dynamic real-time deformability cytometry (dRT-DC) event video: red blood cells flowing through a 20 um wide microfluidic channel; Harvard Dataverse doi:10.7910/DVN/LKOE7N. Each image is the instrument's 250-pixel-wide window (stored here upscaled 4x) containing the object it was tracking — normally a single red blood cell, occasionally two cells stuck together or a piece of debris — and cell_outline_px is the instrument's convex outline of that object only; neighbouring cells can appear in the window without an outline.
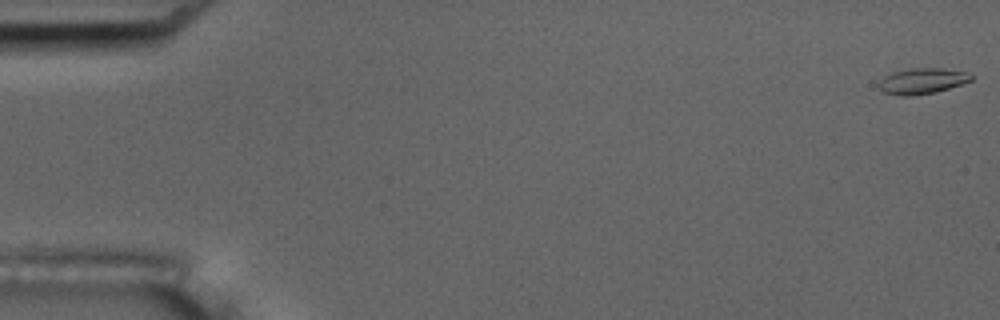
{"species": "common noctule bat (a hibernating species)", "species_latin": "Nyctalus noctula", "temperature_condition": "room temperature", "stored_images_in_passage": 6, "camera_frame_rate_fps": 3000, "um_per_image_px": 0.085, "animal": {"sex": "male", "body_mass_g": 17.5, "forearm_length_mm": 52.3}, "frame": {"image": 1, "passage_image": 1, "time_ms": 0.0, "image_size_px": [1000, 320], "cell_outline_px": [[972, 80], [936, 92], [908, 96], [900, 96], [880, 92], [880, 80], [884, 76], [892, 72], [908, 68], [940, 68], [964, 72], [972, 76]], "centroid_in_image_um": [78.32, 6.89], "position_along_channel_um": 6.7, "area_um2": 13.76}}
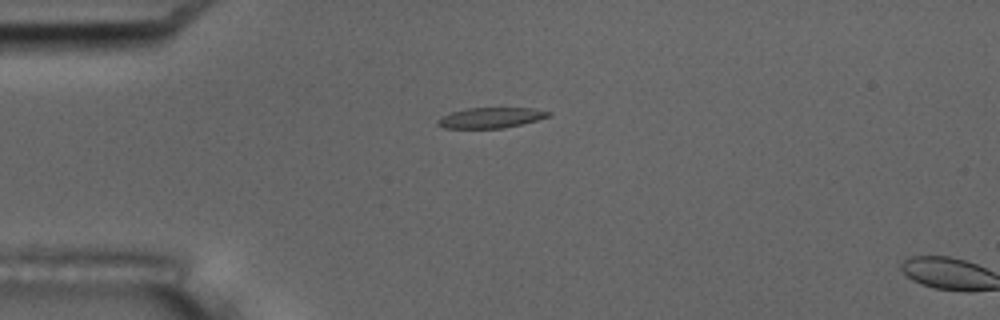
{"frame": {"image": 2, "passage_image": 5, "time_ms": 4.667, "image_size_px": [1000, 320], "cell_outline_px": [[552, 112], [548, 116], [536, 120], [504, 128], [444, 128], [436, 124], [436, 120], [452, 112], [468, 108], [532, 108]], "centroid_in_image_um": [41.69, 10.01], "position_along_channel_um": 43.3, "area_um2": 13.01}}